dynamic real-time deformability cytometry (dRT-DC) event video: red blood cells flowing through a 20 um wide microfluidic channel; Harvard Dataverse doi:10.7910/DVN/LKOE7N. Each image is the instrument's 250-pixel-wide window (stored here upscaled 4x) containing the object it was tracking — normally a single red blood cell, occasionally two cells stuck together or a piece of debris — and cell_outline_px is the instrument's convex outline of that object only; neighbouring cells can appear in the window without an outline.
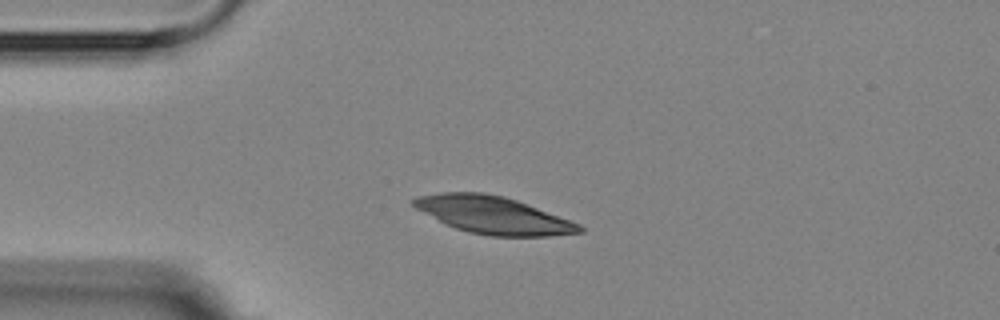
{"species": "Egyptian fruit bat (a non-hibernating species)", "species_latin": "Rousettus aegyptiacus", "temperature_condition": "room temperature", "stored_images_in_passage": 5, "camera_frame_rate_fps": 3000, "um_per_image_px": 0.085, "animal": {"sex": "female"}, "frame": {"image": 1, "passage_image": 1, "time_ms": 0.0, "image_size_px": [1000, 320], "cell_outline_px": [[584, 232], [552, 236], [492, 236], [468, 232], [456, 228], [416, 208], [412, 204], [412, 200], [416, 196], [440, 192], [484, 192], [504, 196], [516, 200], [580, 224], [584, 228]], "centroid_in_image_um": [41.94, 18.27], "position_along_channel_um": 43.1, "area_um2": 35.72}}
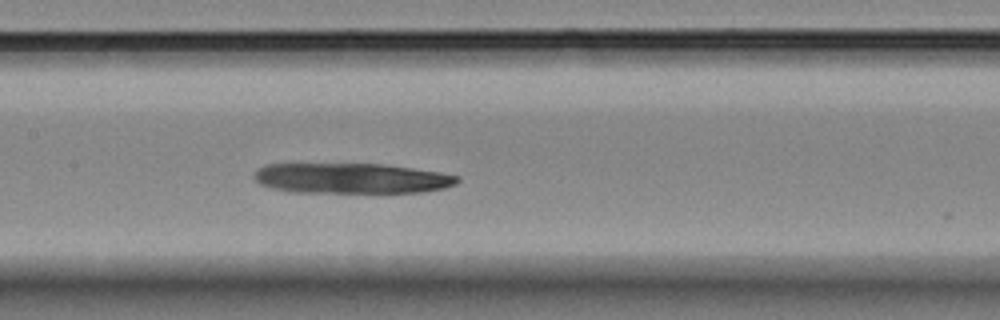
{"frame": {"image": 2, "passage_image": 5, "time_ms": 4.333, "image_size_px": [1000, 320], "cell_outline_px": [[460, 180], [456, 184], [444, 188], [424, 192], [292, 192], [272, 188], [260, 184], [252, 176], [264, 164], [384, 164], [440, 172], [460, 176]], "centroid_in_image_um": [29.9, 15.15], "position_along_channel_um": 177.5, "area_um2": 35.89}}